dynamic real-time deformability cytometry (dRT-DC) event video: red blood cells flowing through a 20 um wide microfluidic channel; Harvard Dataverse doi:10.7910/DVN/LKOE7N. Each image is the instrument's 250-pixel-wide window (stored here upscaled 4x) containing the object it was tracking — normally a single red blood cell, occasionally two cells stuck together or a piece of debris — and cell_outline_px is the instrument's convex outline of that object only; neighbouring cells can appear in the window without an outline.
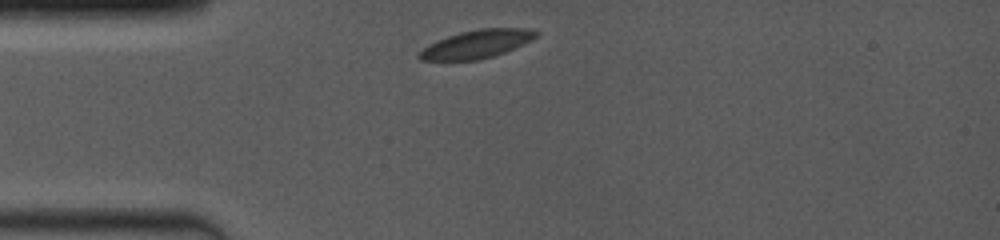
{"species": "common noctule bat (a hibernating species)", "species_latin": "Nyctalus noctula", "temperature_condition": "room temperature", "stored_images_in_passage": 29, "camera_frame_rate_fps": 4000, "um_per_image_px": 0.085, "animal": {"sex": "female", "body_mass_g": 19.0, "forearm_length_mm": 53.3}, "frame": {"image": 1, "passage_image": 1, "time_ms": 0.0, "image_size_px": [1000, 240], "cell_outline_px": [[540, 32], [532, 40], [524, 44], [504, 52], [480, 60], [420, 60], [416, 56], [428, 44], [436, 40], [460, 32], [480, 28], [528, 28]], "centroid_in_image_um": [40.53, 3.74], "position_along_channel_um": 44.5, "area_um2": 19.19}}
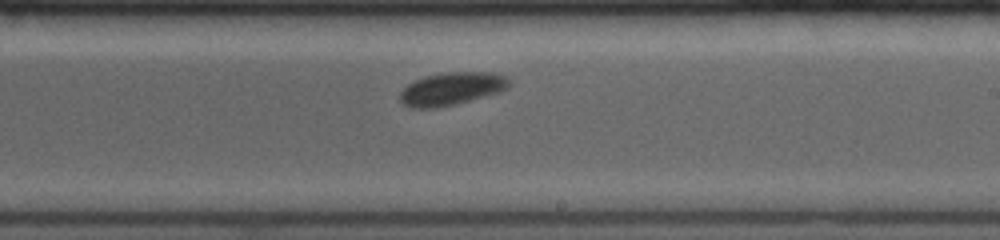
{"frame": {"image": 2, "passage_image": 17, "time_ms": 5.75, "image_size_px": [1000, 240], "cell_outline_px": [[512, 84], [508, 88], [500, 92], [456, 104], [436, 108], [412, 108], [404, 104], [400, 100], [400, 92], [408, 84], [416, 80], [440, 72], [492, 72], [508, 76]], "centroid_in_image_um": [38.44, 7.54], "position_along_channel_um": 250.6, "area_um2": 21.04}}
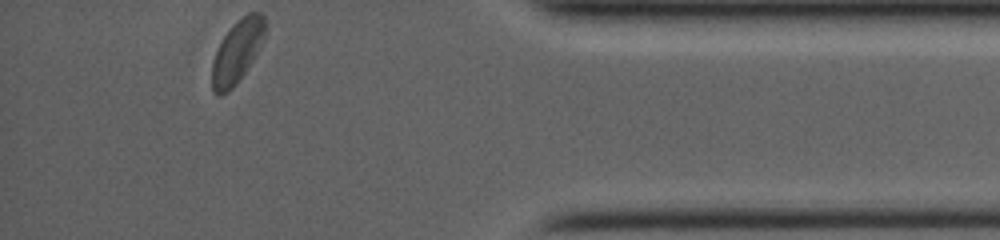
{"frame": {"image": 3, "passage_image": 29, "time_ms": 10.5, "image_size_px": [1000, 240], "cell_outline_px": [[268, 28], [264, 40], [260, 48], [236, 84], [228, 92], [220, 96], [216, 96], [212, 92], [212, 60], [224, 36], [248, 12], [260, 12], [264, 16], [268, 24]], "centroid_in_image_um": [20.19, 4.39], "position_along_channel_um": 415.0, "area_um2": 19.36}, "authors_computed_cell_mechanics": {"area_um2": 20.1722, "velocity_mm_per_s": 3.9273, "shape_relaxation_time_tau1_ms": 1.1808, "shape_relaxation_time_tau2_ms": null, "deformation_change_tau1": 0.0573, "deformation_change_tau2": null}}